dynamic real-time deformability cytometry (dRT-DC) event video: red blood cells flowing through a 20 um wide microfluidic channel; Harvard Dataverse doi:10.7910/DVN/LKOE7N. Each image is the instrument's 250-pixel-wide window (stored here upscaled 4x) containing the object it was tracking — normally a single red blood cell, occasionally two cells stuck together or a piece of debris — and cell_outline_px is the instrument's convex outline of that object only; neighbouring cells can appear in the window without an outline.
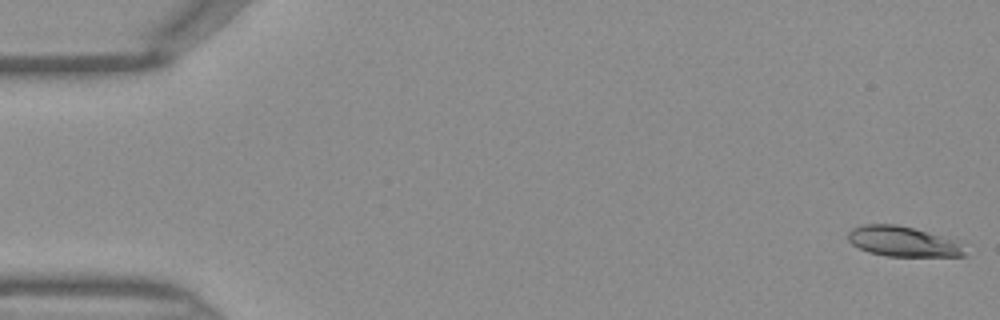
{"species": "Egyptian fruit bat (a non-hibernating species)", "species_latin": "Rousettus aegyptiacus", "temperature_condition": "warm", "stored_images_in_passage": 46, "camera_frame_rate_fps": 3000, "um_per_image_px": 0.085, "frame": {"image": 1, "passage_image": 1, "time_ms": 0.0, "image_size_px": [1000, 320], "cell_outline_px": [[968, 256], [888, 256], [868, 252], [852, 244], [848, 240], [848, 232], [852, 228], [864, 224], [896, 224], [912, 228], [940, 236], [952, 240]], "centroid_in_image_um": [76.63, 20.52], "position_along_channel_um": 8.4, "area_um2": 19.94}}
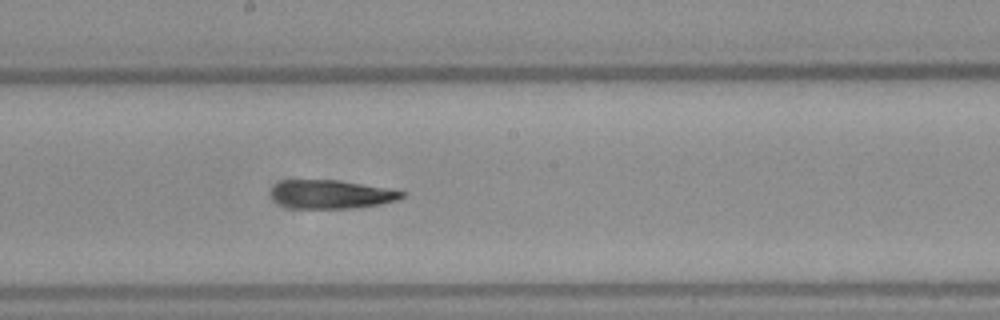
{"frame": {"image": 2, "passage_image": 25, "time_ms": 8.0, "image_size_px": [1000, 320], "cell_outline_px": [[408, 192], [404, 196], [396, 200], [380, 204], [356, 208], [292, 208], [280, 204], [272, 196], [272, 188], [276, 184], [284, 180], [340, 180], [388, 188]], "centroid_in_image_um": [28.21, 16.51], "position_along_channel_um": 220.0, "area_um2": 21.73}}
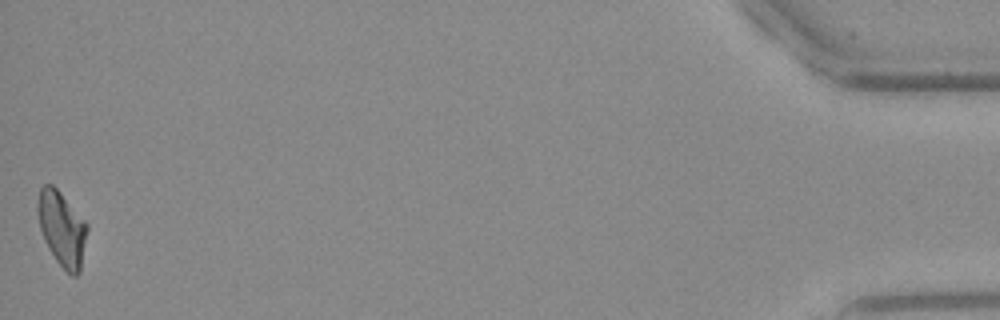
{"frame": {"image": 3, "passage_image": 46, "time_ms": 15.0, "image_size_px": [1000, 320], "cell_outline_px": [[88, 228], [80, 272], [76, 276], [72, 276], [56, 260], [48, 248], [44, 240], [40, 228], [36, 212], [36, 204], [40, 188], [44, 184], [52, 184], [60, 192], [88, 224]], "centroid_in_image_um": [5.25, 19.42], "position_along_channel_um": 430.0, "area_um2": 21.56}}